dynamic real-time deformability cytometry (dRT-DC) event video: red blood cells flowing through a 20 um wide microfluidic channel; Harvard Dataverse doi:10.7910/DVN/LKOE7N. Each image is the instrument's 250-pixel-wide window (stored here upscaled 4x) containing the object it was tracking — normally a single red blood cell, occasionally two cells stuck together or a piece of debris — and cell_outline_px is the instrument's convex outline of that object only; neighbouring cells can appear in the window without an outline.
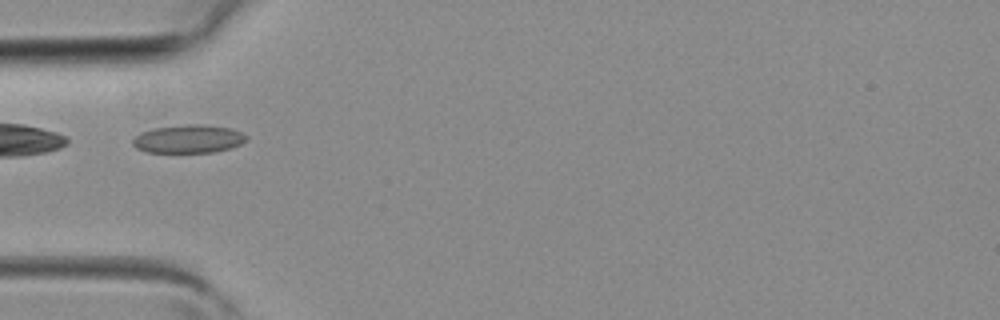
{"species": "common noctule bat (a hibernating species)", "species_latin": "Nyctalus noctula", "temperature_condition": "room temperature", "stored_images_in_passage": 3, "camera_frame_rate_fps": 3000, "um_per_image_px": 0.085, "animal": {"sex": "female", "body_mass_g": 19.3, "forearm_length_mm": 54.1}, "frame": {"image": 1, "passage_image": 2, "time_ms": 0.333, "image_size_px": [1000, 320], "cell_outline_px": [[248, 136], [240, 144], [232, 148], [212, 152], [148, 152], [136, 148], [132, 144], [132, 140], [140, 132], [152, 128], [184, 124], [204, 124], [232, 128]], "centroid_in_image_um": [16.0, 11.79], "position_along_channel_um": 69.0, "area_um2": 18.79}}
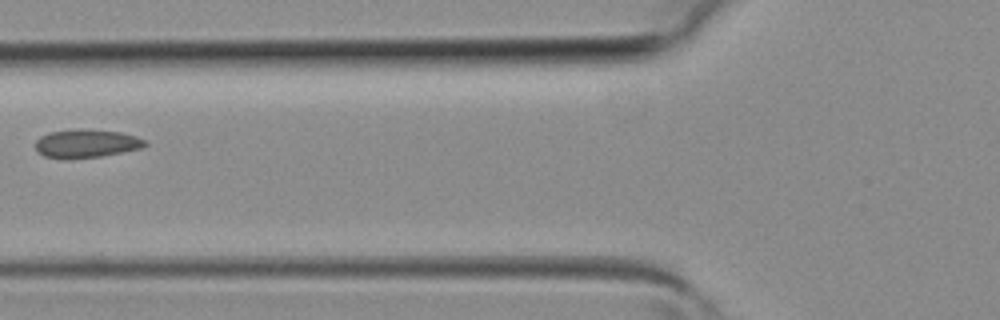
{"frame": {"image": 2, "passage_image": 3, "time_ms": 0.667, "image_size_px": [1000, 320], "cell_outline_px": [[148, 144], [140, 148], [100, 156], [64, 160], [44, 156], [36, 152], [36, 140], [40, 136], [48, 132], [80, 128], [120, 132], [136, 136], [144, 140]], "centroid_in_image_um": [7.27, 12.2], "position_along_channel_um": 118.5, "area_um2": 18.26}}